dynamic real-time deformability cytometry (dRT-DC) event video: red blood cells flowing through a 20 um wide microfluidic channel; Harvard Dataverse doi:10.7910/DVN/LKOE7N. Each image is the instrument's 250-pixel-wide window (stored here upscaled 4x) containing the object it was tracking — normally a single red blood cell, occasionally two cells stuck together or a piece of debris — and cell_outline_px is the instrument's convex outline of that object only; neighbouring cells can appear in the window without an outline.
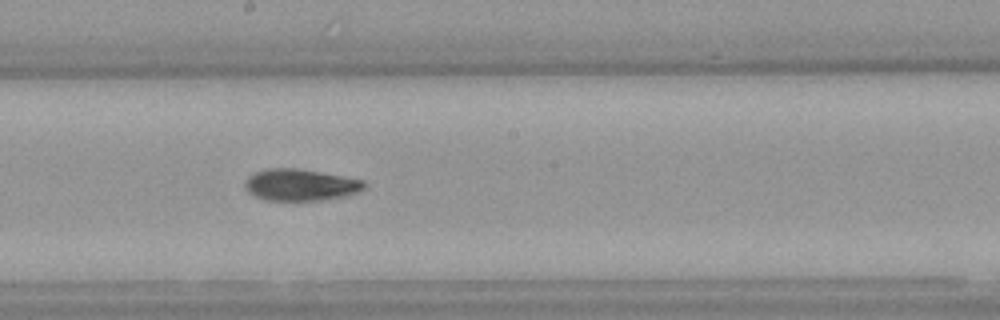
{"species": "Egyptian fruit bat (a non-hibernating species)", "species_latin": "Rousettus aegyptiacus", "temperature_condition": "warm", "stored_images_in_passage": 7, "camera_frame_rate_fps": 3000, "um_per_image_px": 0.085, "animal": {"sex": "female"}, "frame": {"image": 1, "passage_image": 7, "time_ms": 2.0, "image_size_px": [1000, 320], "cell_outline_px": [[368, 184], [360, 192], [348, 196], [320, 200], [264, 200], [248, 192], [244, 188], [244, 180], [248, 176], [264, 168], [296, 168], [320, 172], [364, 180]], "centroid_in_image_um": [25.54, 15.71], "position_along_channel_um": 222.7, "area_um2": 22.25}}